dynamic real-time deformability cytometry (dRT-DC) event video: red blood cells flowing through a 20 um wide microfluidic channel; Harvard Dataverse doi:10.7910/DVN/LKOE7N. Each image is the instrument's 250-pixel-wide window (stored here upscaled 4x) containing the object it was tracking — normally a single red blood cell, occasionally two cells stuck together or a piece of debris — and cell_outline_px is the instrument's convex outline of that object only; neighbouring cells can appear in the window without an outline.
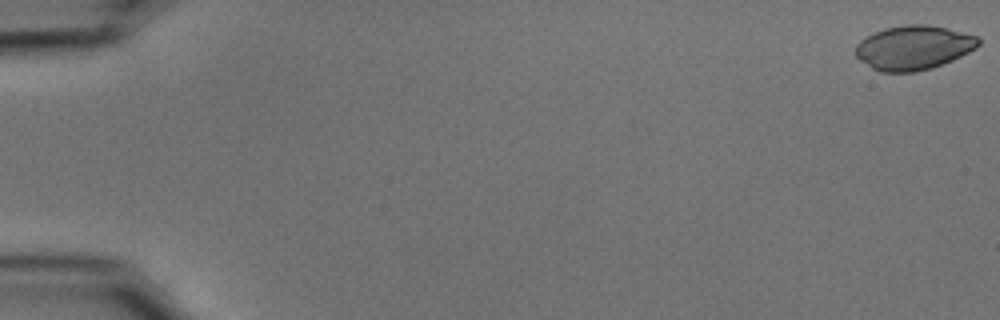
{"species": "common noctule bat (a hibernating species)", "species_latin": "Nyctalus noctula", "temperature_condition": "cold", "stored_images_in_passage": 18, "camera_frame_rate_fps": 3000, "um_per_image_px": 0.085, "animal": {"sex": "male", "body_mass_g": 15.6}, "frame": {"image": 1, "passage_image": 1, "time_ms": 0.0, "image_size_px": [1000, 320], "cell_outline_px": [[980, 44], [976, 48], [952, 60], [932, 68], [916, 72], [880, 72], [872, 68], [860, 60], [856, 56], [856, 44], [860, 40], [884, 28], [908, 24], [928, 24], [976, 36], [980, 40]], "centroid_in_image_um": [77.64, 4.06], "position_along_channel_um": 7.4, "area_um2": 31.44}}